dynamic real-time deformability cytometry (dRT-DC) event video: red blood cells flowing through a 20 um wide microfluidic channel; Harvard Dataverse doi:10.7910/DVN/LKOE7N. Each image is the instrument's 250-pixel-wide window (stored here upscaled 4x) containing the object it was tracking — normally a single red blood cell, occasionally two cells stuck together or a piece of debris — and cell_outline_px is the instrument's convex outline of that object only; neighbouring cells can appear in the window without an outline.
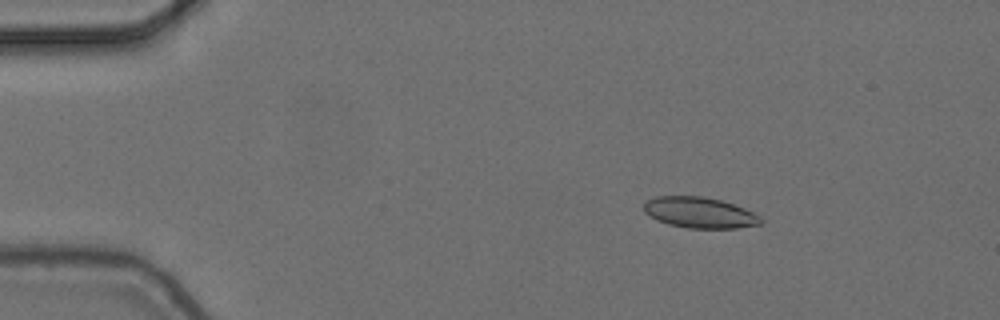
{"species": "common noctule bat (a hibernating species)", "species_latin": "Nyctalus noctula", "temperature_condition": "cold", "stored_images_in_passage": 4, "camera_frame_rate_fps": 3000, "um_per_image_px": 0.085, "animal": {"sex": "female", "body_mass_g": 24.6, "forearm_length_mm": 56.2}, "frame": {"image": 1, "passage_image": 3, "time_ms": 0.667, "image_size_px": [1000, 320], "cell_outline_px": [[764, 220], [760, 224], [736, 228], [688, 228], [668, 224], [656, 220], [644, 212], [644, 204], [648, 200], [656, 196], [704, 196], [720, 200], [744, 208], [760, 216]], "centroid_in_image_um": [59.46, 18.07], "position_along_channel_um": 25.5, "area_um2": 20.98}}